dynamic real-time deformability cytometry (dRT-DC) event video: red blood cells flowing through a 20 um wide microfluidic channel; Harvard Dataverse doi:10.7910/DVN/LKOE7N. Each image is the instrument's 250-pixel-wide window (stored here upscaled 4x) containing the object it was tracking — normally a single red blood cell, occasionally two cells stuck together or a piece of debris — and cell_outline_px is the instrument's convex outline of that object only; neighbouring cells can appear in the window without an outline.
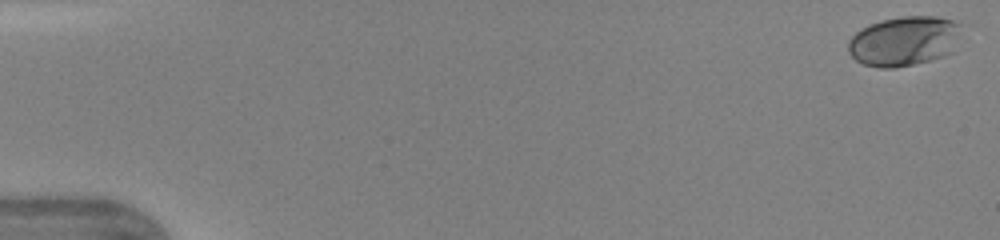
{"species": "human", "species_latin": "Homo sapiens", "temperature_condition": "warm", "stored_images_in_passage": 47, "camera_frame_rate_fps": 3000, "um_per_image_px": 0.085, "donor": {"sex": "female"}, "frame": {"image": 1, "passage_image": 1, "time_ms": 0.0, "image_size_px": [1000, 240], "cell_outline_px": [[964, 24], [956, 52], [944, 56], [896, 68], [880, 68], [864, 64], [856, 60], [848, 52], [848, 40], [860, 28], [868, 24], [880, 20], [904, 16], [940, 16]], "centroid_in_image_um": [76.92, 3.47], "position_along_channel_um": 8.1, "area_um2": 33.58}}
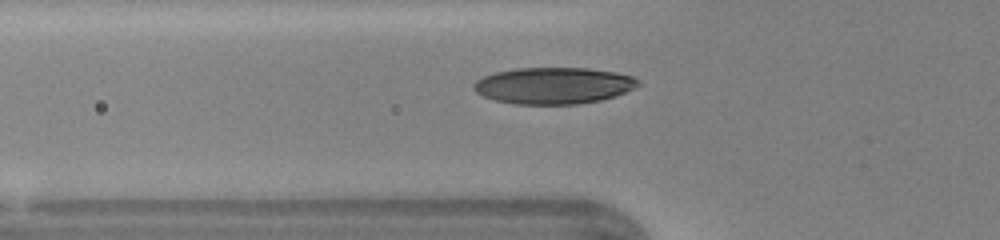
{"frame": {"image": 2, "passage_image": 17, "time_ms": 5.333, "image_size_px": [1000, 240], "cell_outline_px": [[640, 84], [636, 88], [616, 96], [600, 100], [576, 104], [516, 104], [496, 100], [484, 96], [476, 92], [472, 88], [472, 84], [476, 80], [484, 76], [496, 72], [516, 68], [588, 68], [616, 72], [632, 76], [640, 80]], "centroid_in_image_um": [47.08, 7.27], "position_along_channel_um": 78.7, "area_um2": 35.14}}
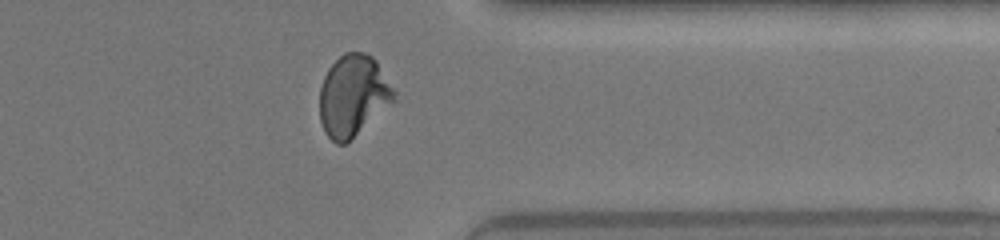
{"frame": {"image": 3, "passage_image": 38, "time_ms": 12.333, "image_size_px": [1000, 240], "cell_outline_px": [[396, 96], [392, 100], [344, 144], [336, 144], [324, 132], [320, 120], [320, 88], [324, 76], [328, 68], [344, 52], [364, 52], [372, 56], [376, 60], [396, 92]], "centroid_in_image_um": [29.97, 8.08], "position_along_channel_um": 381.4, "area_um2": 34.39}, "authors_computed_cell_mechanics": {"area_um2": 34.5066, "velocity_mm_per_s": 4.364, "shape_relaxation_time_tau1_ms": 3.5127, "shape_relaxation_time_tau2_ms": 0.6206, "deformation_change_tau1": 0.1774, "deformation_change_tau2": 0.0565}}